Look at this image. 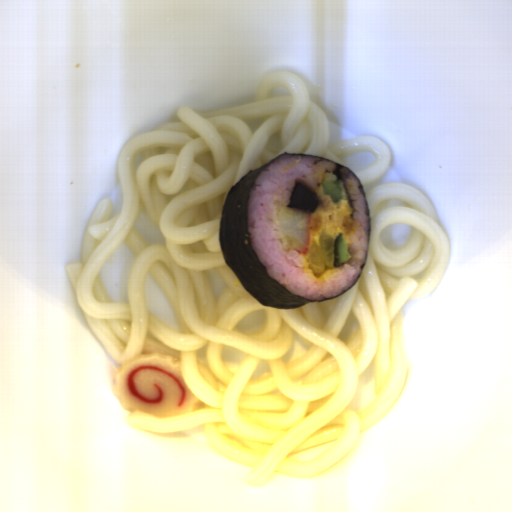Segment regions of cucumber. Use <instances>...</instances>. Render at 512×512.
Segmentation results:
<instances>
[{"mask_svg":"<svg viewBox=\"0 0 512 512\" xmlns=\"http://www.w3.org/2000/svg\"><path fill=\"white\" fill-rule=\"evenodd\" d=\"M349 244L345 241L343 233H339L333 242L334 262L333 266H341L345 264L350 258L348 252Z\"/></svg>","mask_w":512,"mask_h":512,"instance_id":"1","label":"cucumber"},{"mask_svg":"<svg viewBox=\"0 0 512 512\" xmlns=\"http://www.w3.org/2000/svg\"><path fill=\"white\" fill-rule=\"evenodd\" d=\"M323 193L332 198L334 204L343 201L342 182L337 180H324L322 183Z\"/></svg>","mask_w":512,"mask_h":512,"instance_id":"2","label":"cucumber"}]
</instances>
